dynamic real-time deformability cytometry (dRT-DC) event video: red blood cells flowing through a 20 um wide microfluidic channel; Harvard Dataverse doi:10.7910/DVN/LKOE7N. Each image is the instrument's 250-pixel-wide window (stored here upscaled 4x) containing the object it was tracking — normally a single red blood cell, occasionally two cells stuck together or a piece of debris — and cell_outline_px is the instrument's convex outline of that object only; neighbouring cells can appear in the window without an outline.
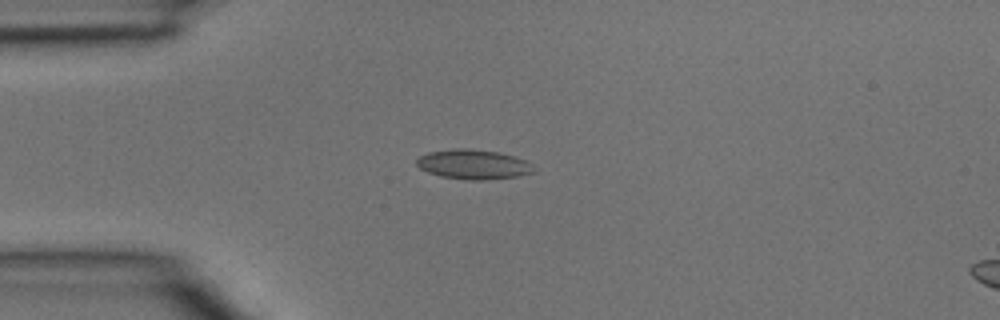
{"species": "common noctule bat (a hibernating species)", "species_latin": "Nyctalus noctula", "temperature_condition": "room temperature", "stored_images_in_passage": 3, "camera_frame_rate_fps": 3000, "um_per_image_px": 0.085, "animal": {"sex": "male", "body_mass_g": 15.6}, "frame": {"image": 1, "passage_image": 2, "time_ms": 0.333, "image_size_px": [1000, 320], "cell_outline_px": [[536, 172], [520, 176], [488, 180], [472, 180], [440, 176], [428, 172], [420, 168], [416, 164], [416, 160], [420, 156], [428, 152], [452, 148], [464, 148], [500, 152], [516, 156], [532, 164], [536, 168]], "centroid_in_image_um": [40.28, 13.97], "position_along_channel_um": 44.7, "area_um2": 20.52}}
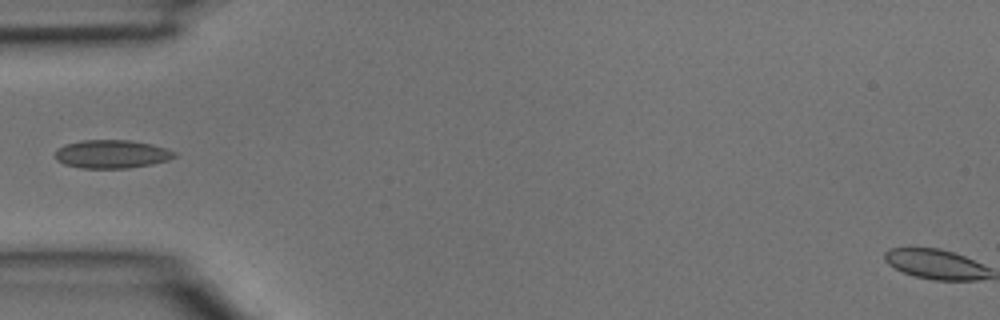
{"frame": {"image": 2, "passage_image": 3, "time_ms": 0.667, "image_size_px": [1000, 320], "cell_outline_px": [[176, 156], [168, 160], [152, 164], [128, 168], [80, 168], [64, 164], [56, 160], [56, 148], [64, 144], [80, 140], [132, 140], [152, 144], [176, 152]], "centroid_in_image_um": [9.47, 13.09], "position_along_channel_um": 75.5, "area_um2": 19.83}}